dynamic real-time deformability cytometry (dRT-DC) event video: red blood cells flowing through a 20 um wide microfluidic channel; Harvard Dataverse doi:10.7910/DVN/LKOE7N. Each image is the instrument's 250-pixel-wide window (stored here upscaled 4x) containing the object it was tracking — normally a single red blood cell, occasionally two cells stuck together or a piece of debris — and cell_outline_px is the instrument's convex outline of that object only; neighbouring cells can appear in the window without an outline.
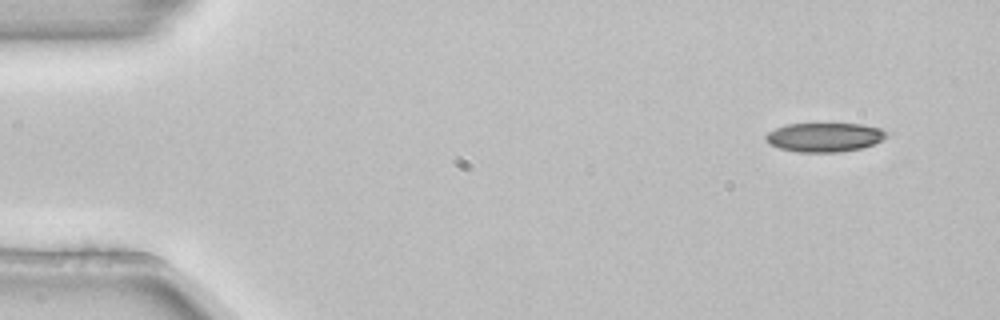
{"species": "common noctule bat (a hibernating species)", "species_latin": "Nyctalus noctula", "temperature_condition": "room temperature", "stored_images_in_passage": 4, "segment_of_instrument_passage": [1, 2], "camera_frame_rate_fps": 3000, "um_per_image_px": 0.085, "animal": {"sex": "female", "body_mass_g": 22.7, "forearm_length_mm": 54.2}, "frame": {"image": 1, "passage_image": 1, "time_ms": 0.0, "image_size_px": [1000, 320], "cell_outline_px": [[888, 136], [872, 144], [860, 148], [840, 152], [796, 152], [780, 148], [768, 144], [764, 140], [764, 136], [768, 132], [776, 128], [788, 124], [860, 124], [880, 128]], "centroid_in_image_um": [70.01, 11.67], "position_along_channel_um": 15.0, "area_um2": 20.29}}